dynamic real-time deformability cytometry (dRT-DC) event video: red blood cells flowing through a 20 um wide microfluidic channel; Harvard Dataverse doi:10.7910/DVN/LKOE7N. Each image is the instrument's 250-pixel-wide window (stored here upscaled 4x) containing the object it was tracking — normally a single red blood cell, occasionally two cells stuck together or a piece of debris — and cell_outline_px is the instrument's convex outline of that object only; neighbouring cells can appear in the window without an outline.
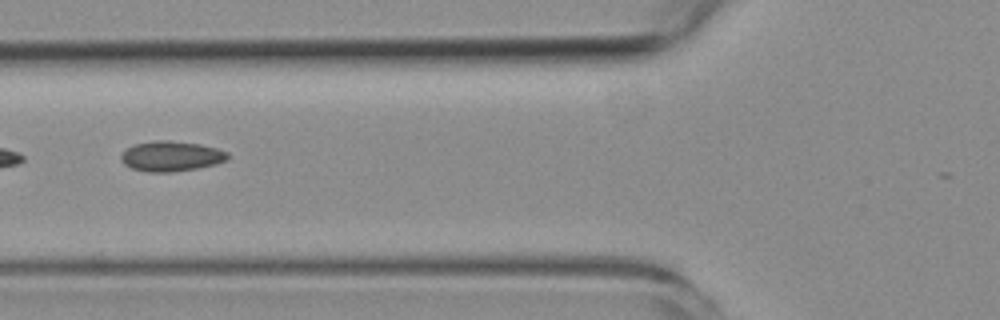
{"species": "common noctule bat (a hibernating species)", "species_latin": "Nyctalus noctula", "temperature_condition": "room temperature", "stored_images_in_passage": 8, "camera_frame_rate_fps": 3000, "um_per_image_px": 0.085, "animal": {"sex": "female", "body_mass_g": 19.3, "forearm_length_mm": 54.1}, "frame": {"image": 1, "passage_image": 5, "time_ms": 4.667, "image_size_px": [1000, 320], "cell_outline_px": [[228, 160], [216, 164], [196, 168], [172, 172], [148, 172], [132, 168], [124, 164], [120, 160], [120, 156], [132, 144], [156, 140], [168, 140], [200, 144], [216, 148], [228, 152]], "centroid_in_image_um": [14.54, 13.27], "position_along_channel_um": 111.3, "area_um2": 18.79}}
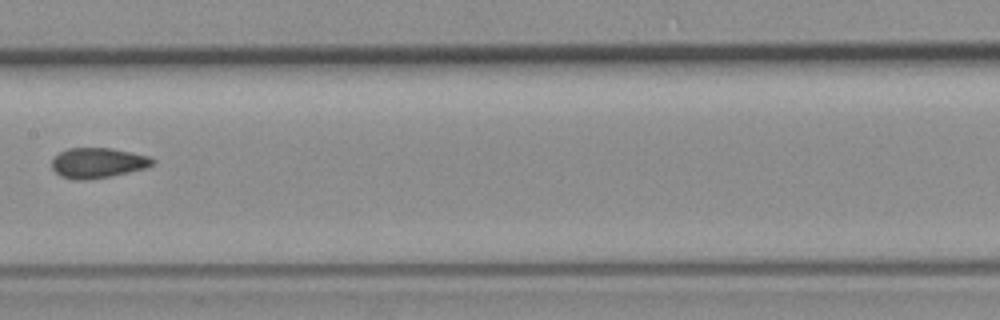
{"frame": {"image": 2, "passage_image": 7, "time_ms": 7.0, "image_size_px": [1000, 320], "cell_outline_px": [[156, 160], [152, 164], [144, 168], [128, 172], [88, 180], [72, 180], [60, 176], [52, 168], [52, 156], [68, 148], [112, 148], [152, 156]], "centroid_in_image_um": [8.29, 13.83], "position_along_channel_um": 199.1, "area_um2": 17.86}}
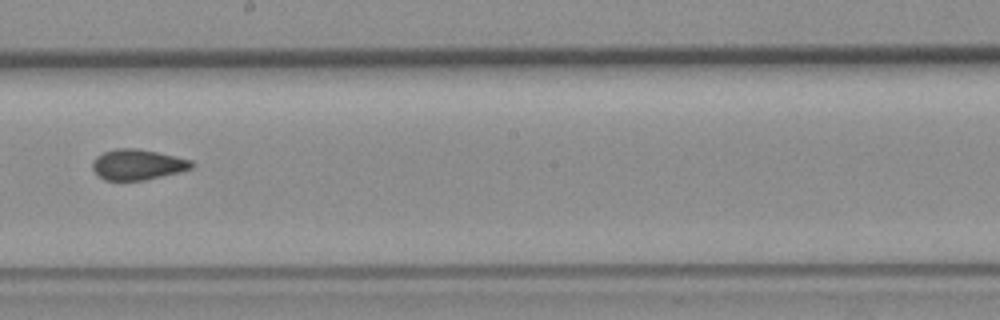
{"frame": {"image": 3, "passage_image": 8, "time_ms": 8.0, "image_size_px": [1000, 320], "cell_outline_px": [[196, 164], [192, 168], [180, 172], [144, 180], [104, 180], [92, 168], [92, 160], [96, 156], [104, 152], [116, 148], [136, 148], [176, 156], [192, 160]], "centroid_in_image_um": [11.71, 13.98], "position_along_channel_um": 236.5, "area_um2": 17.69}}